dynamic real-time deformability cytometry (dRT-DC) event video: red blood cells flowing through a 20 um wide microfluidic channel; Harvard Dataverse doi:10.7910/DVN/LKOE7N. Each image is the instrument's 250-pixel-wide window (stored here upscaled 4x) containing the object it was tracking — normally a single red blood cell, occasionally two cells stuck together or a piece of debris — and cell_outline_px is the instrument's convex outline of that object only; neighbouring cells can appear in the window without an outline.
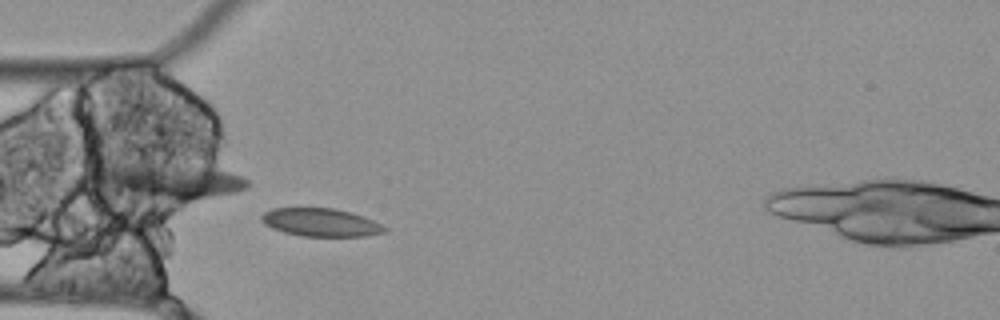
{"species": "Egyptian fruit bat (a non-hibernating species)", "species_latin": "Rousettus aegyptiacus", "temperature_condition": "cold", "stored_images_in_passage": 58, "segment_of_instrument_passage": [1, 2], "camera_frame_rate_fps": 3000, "um_per_image_px": 0.085, "animal": {"sex": "female"}, "frame": {"image": 1, "passage_image": 17, "time_ms": 5.333, "image_size_px": [1000, 320], "cell_outline_px": [[388, 232], [368, 236], [300, 236], [284, 232], [272, 228], [264, 224], [260, 220], [260, 216], [264, 212], [272, 208], [336, 208], [352, 212], [364, 216], [388, 228]], "centroid_in_image_um": [27.28, 18.9], "position_along_channel_um": 57.7, "area_um2": 20.4}}